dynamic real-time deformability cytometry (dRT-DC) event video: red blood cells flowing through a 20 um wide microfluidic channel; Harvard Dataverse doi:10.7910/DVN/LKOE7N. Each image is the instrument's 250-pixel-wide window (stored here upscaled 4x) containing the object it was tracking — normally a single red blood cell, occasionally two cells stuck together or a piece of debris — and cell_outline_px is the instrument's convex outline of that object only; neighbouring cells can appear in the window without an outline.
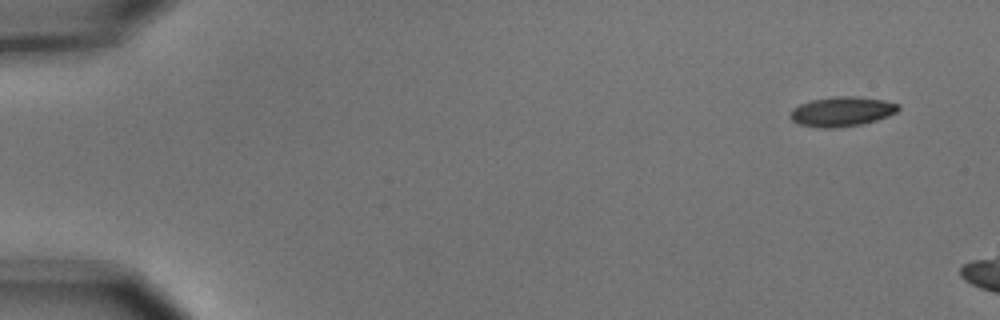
{"species": "common noctule bat (a hibernating species)", "species_latin": "Nyctalus noctula", "temperature_condition": "cold", "stored_images_in_passage": 4, "camera_frame_rate_fps": 3000, "um_per_image_px": 0.085, "animal": {"sex": "male", "body_mass_g": 15.6}, "frame": {"image": 1, "passage_image": 1, "time_ms": 0.0, "image_size_px": [1000, 320], "cell_outline_px": [[900, 108], [896, 112], [888, 116], [876, 120], [860, 124], [836, 128], [820, 128], [800, 124], [792, 120], [788, 116], [788, 112], [792, 108], [800, 104], [812, 100], [836, 96], [856, 96], [884, 100], [900, 104]], "centroid_in_image_um": [71.53, 9.48], "position_along_channel_um": 13.5, "area_um2": 18.79}}